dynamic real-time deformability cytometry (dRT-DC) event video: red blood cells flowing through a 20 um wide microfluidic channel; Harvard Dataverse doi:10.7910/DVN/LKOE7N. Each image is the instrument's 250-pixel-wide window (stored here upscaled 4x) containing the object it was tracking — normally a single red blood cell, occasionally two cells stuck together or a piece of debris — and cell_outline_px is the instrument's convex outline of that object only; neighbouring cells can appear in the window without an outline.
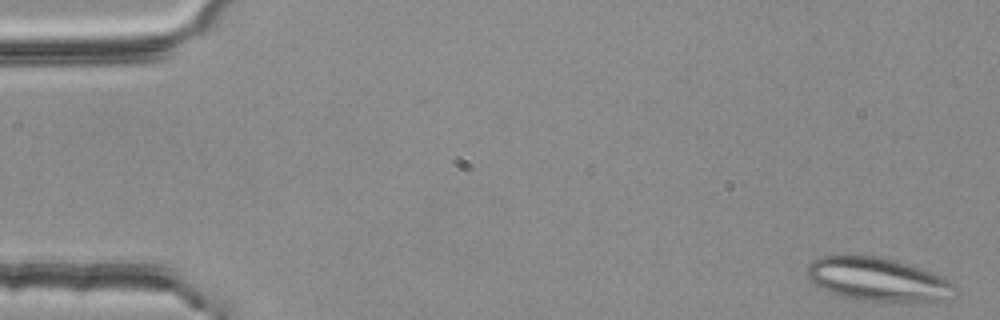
{"species": "common noctule bat (a hibernating species)", "species_latin": "Nyctalus noctula", "temperature_condition": "room temperature", "stored_images_in_passage": 50, "segment_of_instrument_passage": [1, 2], "camera_frame_rate_fps": 3000, "um_per_image_px": 0.085, "animal": {"sex": "female", "body_mass_g": 25.1}, "frame": {"image": 1, "passage_image": 1, "time_ms": 0.0, "image_size_px": [1000, 320], "cell_outline_px": [[956, 292], [948, 300], [916, 304], [900, 304], [856, 300], [840, 296], [808, 280], [808, 264], [812, 260], [820, 256], [880, 256], [944, 276], [956, 288]], "centroid_in_image_um": [74.69, 23.81], "position_along_channel_um": 10.3, "area_um2": 38.21}}